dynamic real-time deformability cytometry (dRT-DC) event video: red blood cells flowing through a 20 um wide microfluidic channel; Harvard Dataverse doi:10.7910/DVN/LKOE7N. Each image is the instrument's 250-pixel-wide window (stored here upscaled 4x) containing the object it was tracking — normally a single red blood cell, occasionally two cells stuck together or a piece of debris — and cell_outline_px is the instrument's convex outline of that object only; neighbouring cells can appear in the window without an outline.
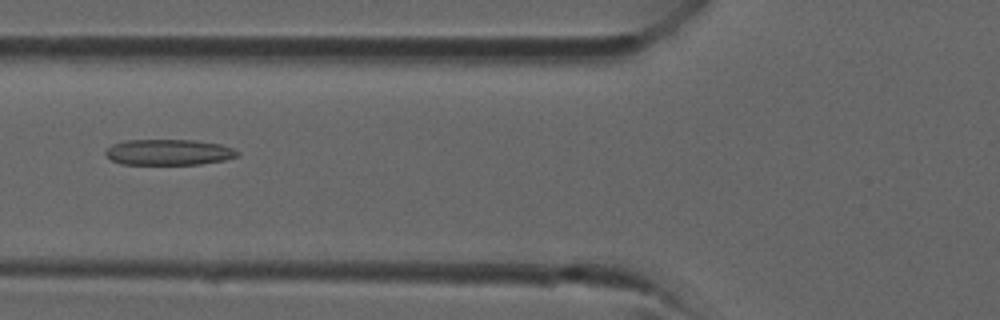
{"species": "common noctule bat (a hibernating species)", "species_latin": "Nyctalus noctula", "temperature_condition": "room temperature", "stored_images_in_passage": 32, "camera_frame_rate_fps": 3000, "um_per_image_px": 0.085, "animal": {"sex": "male", "forearm_length_mm": 52.5}, "frame": {"image": 1, "passage_image": 8, "time_ms": 2.333, "image_size_px": [1000, 320], "cell_outline_px": [[240, 156], [224, 160], [200, 164], [124, 164], [112, 160], [104, 152], [112, 144], [124, 140], [192, 140], [220, 144], [232, 148], [240, 152]], "centroid_in_image_um": [14.36, 12.93], "position_along_channel_um": 111.4, "area_um2": 19.77}}
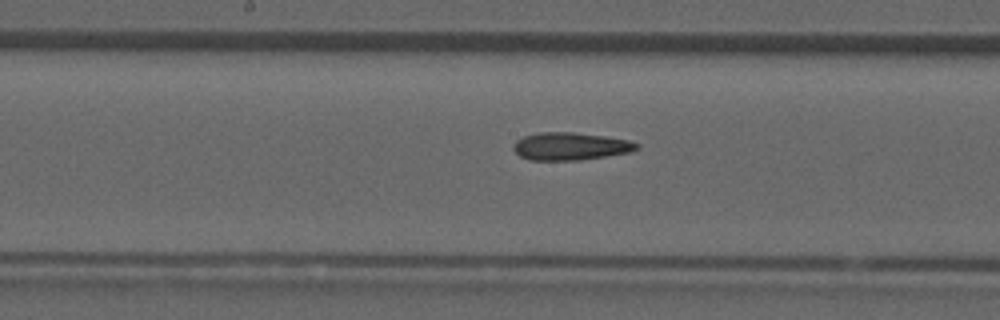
{"frame": {"image": 2, "passage_image": 13, "time_ms": 4.0, "image_size_px": [1000, 320], "cell_outline_px": [[640, 148], [632, 152], [580, 160], [528, 160], [520, 156], [512, 148], [512, 144], [516, 140], [524, 136], [540, 132], [572, 132], [604, 136], [628, 140], [640, 144]], "centroid_in_image_um": [48.48, 12.44], "position_along_channel_um": 199.7, "area_um2": 20.0}}
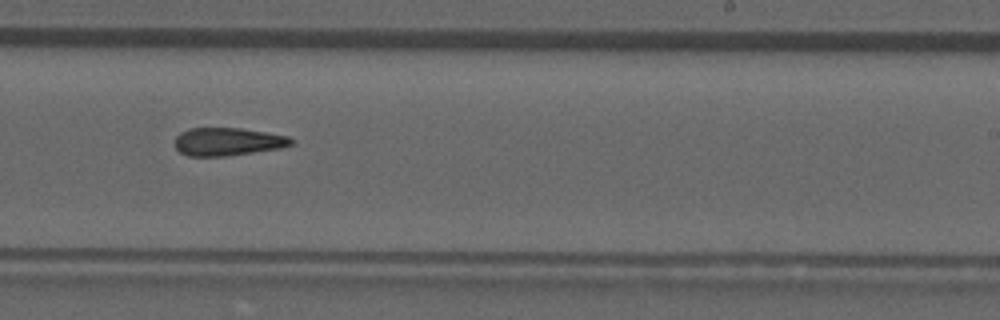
{"frame": {"image": 3, "passage_image": 17, "time_ms": 5.333, "image_size_px": [1000, 320], "cell_outline_px": [[296, 140], [292, 144], [280, 148], [228, 156], [188, 156], [180, 152], [176, 148], [176, 136], [180, 132], [188, 128], [240, 128], [268, 132], [288, 136]], "centroid_in_image_um": [19.37, 12.03], "position_along_channel_um": 269.6, "area_um2": 19.07}}